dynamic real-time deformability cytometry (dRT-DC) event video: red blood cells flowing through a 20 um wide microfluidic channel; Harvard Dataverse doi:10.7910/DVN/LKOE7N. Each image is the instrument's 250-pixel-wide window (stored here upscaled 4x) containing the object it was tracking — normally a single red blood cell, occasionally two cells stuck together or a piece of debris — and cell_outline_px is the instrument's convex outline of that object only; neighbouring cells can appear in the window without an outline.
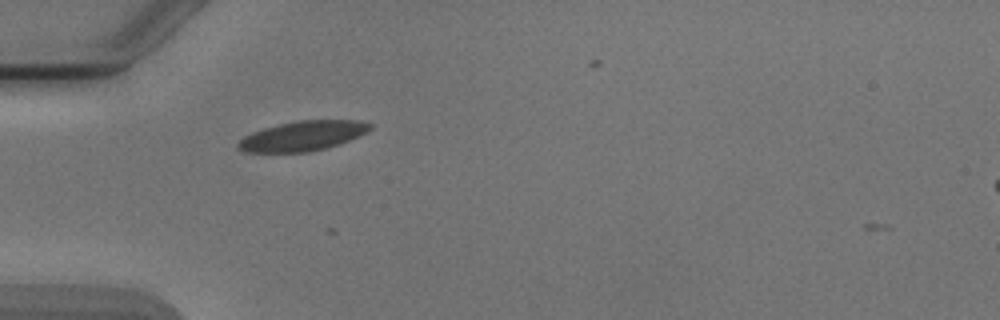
{"species": "Egyptian fruit bat (a non-hibernating species)", "species_latin": "Rousettus aegyptiacus", "temperature_condition": "cold", "stored_images_in_passage": 2, "camera_frame_rate_fps": 3000, "um_per_image_px": 0.085, "animal": {"sex": "male"}, "frame": {"image": 1, "passage_image": 1, "time_ms": 0.0, "image_size_px": [1000, 320], "cell_outline_px": [[372, 128], [368, 132], [360, 136], [340, 144], [328, 148], [308, 152], [244, 152], [236, 148], [236, 144], [244, 136], [252, 132], [264, 128], [296, 120], [360, 120], [372, 124]], "centroid_in_image_um": [25.75, 11.55], "position_along_channel_um": 59.2, "area_um2": 23.18}}